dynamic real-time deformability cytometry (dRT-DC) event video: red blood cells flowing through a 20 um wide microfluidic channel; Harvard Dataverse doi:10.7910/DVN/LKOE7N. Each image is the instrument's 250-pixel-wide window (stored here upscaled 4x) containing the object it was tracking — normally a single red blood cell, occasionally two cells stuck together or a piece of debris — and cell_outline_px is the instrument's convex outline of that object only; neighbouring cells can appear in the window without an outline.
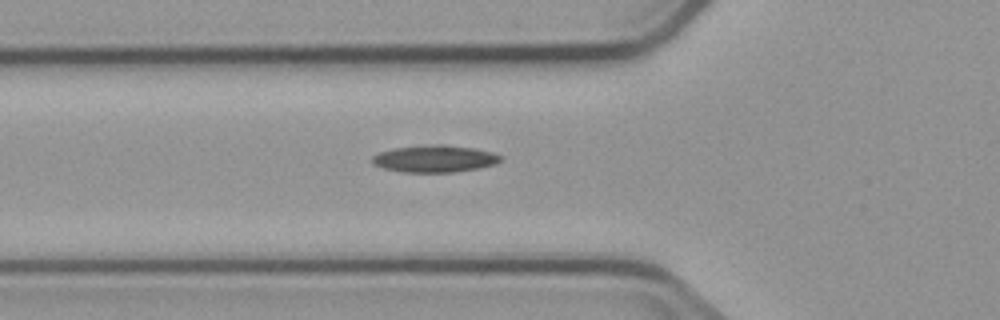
{"species": "common noctule bat (a hibernating species)", "species_latin": "Nyctalus noctula", "temperature_condition": "cold", "stored_images_in_passage": 2, "camera_frame_rate_fps": 3000, "um_per_image_px": 0.085, "animal": {"sex": "male", "body_mass_g": 23.1, "forearm_length_mm": 52.7}, "frame": {"image": 1, "passage_image": 2, "time_ms": 2.333, "image_size_px": [1000, 320], "cell_outline_px": [[500, 160], [496, 164], [480, 168], [452, 172], [400, 172], [384, 168], [372, 164], [372, 156], [380, 152], [396, 148], [472, 148], [492, 152], [500, 156]], "centroid_in_image_um": [36.93, 13.56], "position_along_channel_um": 88.9, "area_um2": 18.84}}